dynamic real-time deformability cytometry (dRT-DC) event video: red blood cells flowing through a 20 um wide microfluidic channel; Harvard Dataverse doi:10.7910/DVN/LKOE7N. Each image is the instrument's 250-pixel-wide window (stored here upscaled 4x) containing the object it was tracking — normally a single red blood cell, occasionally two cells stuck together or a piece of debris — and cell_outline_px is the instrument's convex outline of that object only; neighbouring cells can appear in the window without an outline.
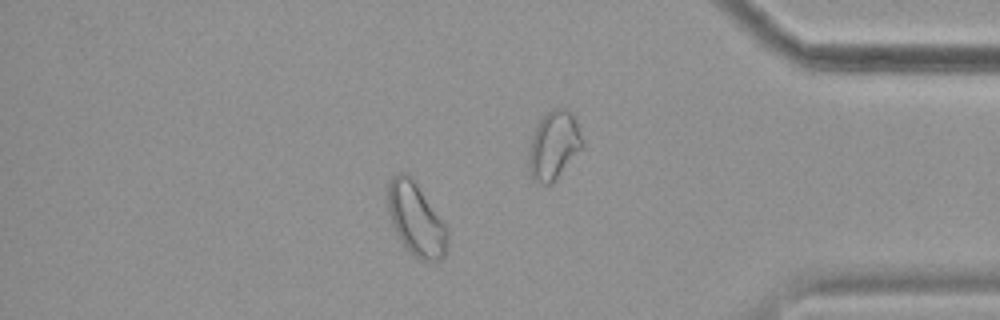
{"species": "common noctule bat (a hibernating species)", "species_latin": "Nyctalus noctula", "temperature_condition": "cold", "stored_images_in_passage": 57, "camera_frame_rate_fps": 3000, "um_per_image_px": 0.085, "animal": {"sex": "female", "body_mass_g": 19.9}, "frame": {"image": 1, "passage_image": 49, "time_ms": 16.0, "image_size_px": [1000, 320], "cell_outline_px": [[448, 248], [444, 256], [440, 260], [420, 260], [412, 256], [396, 232], [392, 224], [388, 208], [388, 180], [392, 176], [400, 172], [404, 172], [412, 176], [448, 228]], "centroid_in_image_um": [35.38, 18.63], "position_along_channel_um": 399.8, "area_um2": 25.49}, "authors_computed_cell_mechanics": {"area_um2": 19.652, "velocity_mm_per_s": 3.5546, "shape_relaxation_time_tau1_ms": null, "shape_relaxation_time_tau2_ms": 2.4236, "deformation_change_tau1": null, "deformation_change_tau2": 0.0743}}